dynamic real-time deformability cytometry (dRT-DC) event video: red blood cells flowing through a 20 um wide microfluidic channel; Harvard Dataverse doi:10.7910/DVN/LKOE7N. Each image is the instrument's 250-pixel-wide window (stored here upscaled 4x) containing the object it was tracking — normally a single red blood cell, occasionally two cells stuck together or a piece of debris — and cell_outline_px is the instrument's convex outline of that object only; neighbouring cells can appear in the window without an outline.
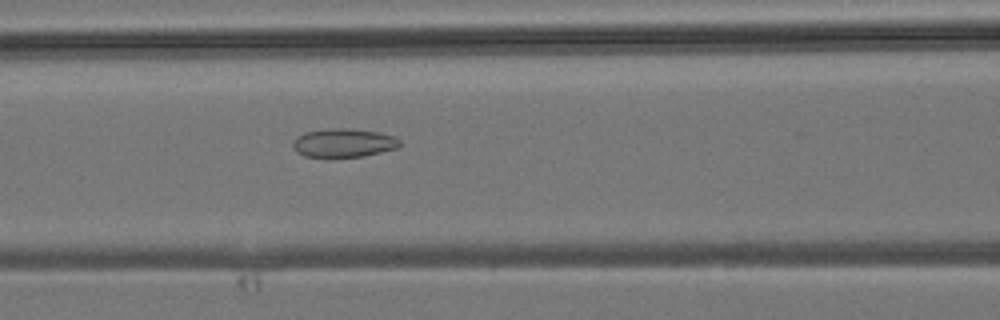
{"species": "common noctule bat (a hibernating species)", "species_latin": "Nyctalus noctula", "temperature_condition": "room temperature", "stored_images_in_passage": 4, "segment_of_instrument_passage": [2, 2], "camera_frame_rate_fps": 3000, "um_per_image_px": 0.085, "animal": {"sex": "male", "body_mass_g": 19.2, "forearm_length_mm": 51.8}, "frame": {"image": 1, "passage_image": 4, "time_ms": 4.667, "image_size_px": [1000, 320], "cell_outline_px": [[400, 144], [396, 148], [364, 156], [304, 156], [296, 152], [292, 148], [292, 140], [296, 136], [304, 132], [328, 128], [348, 128], [380, 132], [396, 136], [400, 140]], "centroid_in_image_um": [29.17, 12.12], "position_along_channel_um": 137.4, "area_um2": 17.92}}